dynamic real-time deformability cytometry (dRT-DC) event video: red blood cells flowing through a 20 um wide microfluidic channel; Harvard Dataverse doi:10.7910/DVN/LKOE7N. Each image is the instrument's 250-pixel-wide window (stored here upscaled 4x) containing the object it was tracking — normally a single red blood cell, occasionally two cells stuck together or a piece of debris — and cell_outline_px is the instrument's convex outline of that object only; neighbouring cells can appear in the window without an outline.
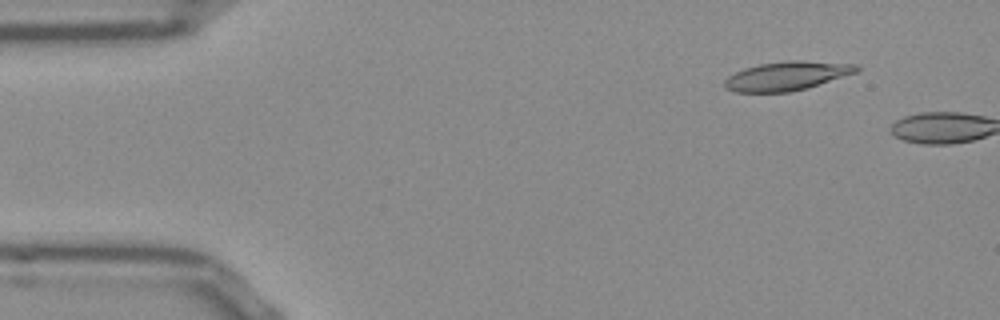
{"species": "Egyptian fruit bat (a non-hibernating species)", "species_latin": "Rousettus aegyptiacus", "temperature_condition": "room temperature", "stored_images_in_passage": 7, "camera_frame_rate_fps": 3000, "um_per_image_px": 0.085, "frame": {"image": 1, "passage_image": 5, "time_ms": 1.333, "image_size_px": [1000, 320], "cell_outline_px": [[860, 68], [856, 72], [808, 88], [788, 92], [736, 92], [728, 88], [724, 84], [724, 80], [728, 76], [744, 68], [760, 64], [788, 60], [800, 60], [856, 64]], "centroid_in_image_um": [66.89, 6.45], "position_along_channel_um": 18.1, "area_um2": 22.08}}